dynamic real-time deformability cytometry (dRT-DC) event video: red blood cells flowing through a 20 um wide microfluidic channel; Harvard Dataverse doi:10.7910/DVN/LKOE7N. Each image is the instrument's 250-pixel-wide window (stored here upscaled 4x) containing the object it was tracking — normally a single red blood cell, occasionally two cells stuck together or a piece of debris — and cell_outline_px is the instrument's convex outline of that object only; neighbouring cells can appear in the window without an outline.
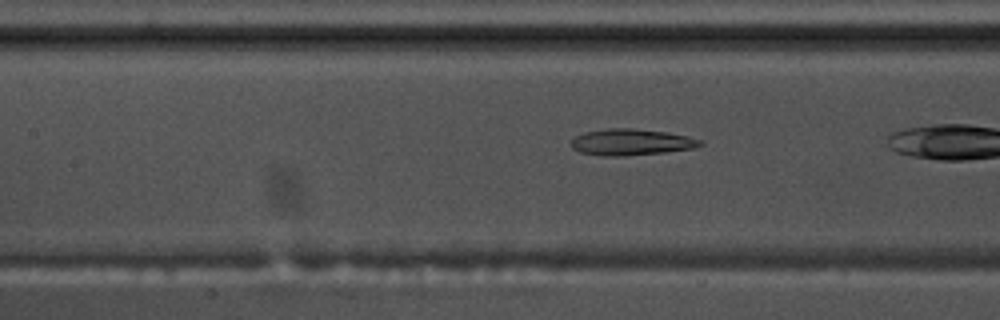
{"species": "common noctule bat (a hibernating species)", "species_latin": "Nyctalus noctula", "temperature_condition": "warm", "stored_images_in_passage": 26, "camera_frame_rate_fps": 3000, "um_per_image_px": 0.085, "animal": {"sex": "male", "body_mass_g": 17.5, "forearm_length_mm": 52.3}, "frame": {"image": 1, "passage_image": 8, "time_ms": 2.333, "image_size_px": [1000, 320], "cell_outline_px": [[704, 144], [692, 148], [664, 152], [624, 156], [600, 156], [580, 152], [572, 148], [572, 140], [576, 136], [584, 132], [608, 128], [632, 128], [664, 132], [688, 136], [704, 140]], "centroid_in_image_um": [53.65, 12.08], "position_along_channel_um": 153.7, "area_um2": 19.77}}